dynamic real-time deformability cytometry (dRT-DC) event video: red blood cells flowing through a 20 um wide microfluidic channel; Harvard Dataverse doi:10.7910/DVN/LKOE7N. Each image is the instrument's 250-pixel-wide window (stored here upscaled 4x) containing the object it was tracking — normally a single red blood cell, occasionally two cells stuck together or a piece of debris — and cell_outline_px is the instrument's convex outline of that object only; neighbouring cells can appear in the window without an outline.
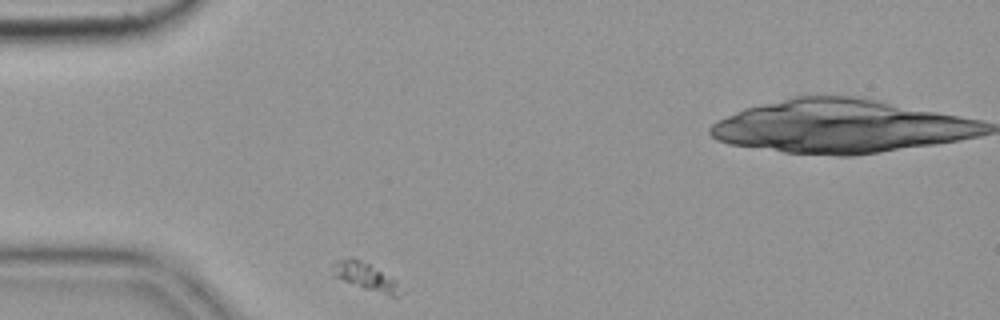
{"species": "common noctule bat (a hibernating species)", "species_latin": "Nyctalus noctula", "temperature_condition": "cold", "stored_images_in_passage": 37, "camera_frame_rate_fps": 3000, "um_per_image_px": 0.085, "animal": {"sex": "female", "body_mass_g": 19.9}, "frame": {"image": 1, "passage_image": 1, "time_ms": 0.0, "image_size_px": [1000, 320], "cell_outline_px": [[400, 296], [388, 296], [364, 288], [332, 276], [332, 264], [336, 260], [352, 256], [368, 264], [396, 280]], "centroid_in_image_um": [30.99, 23.48], "position_along_channel_um": 54.0, "area_um2": 10.69}}
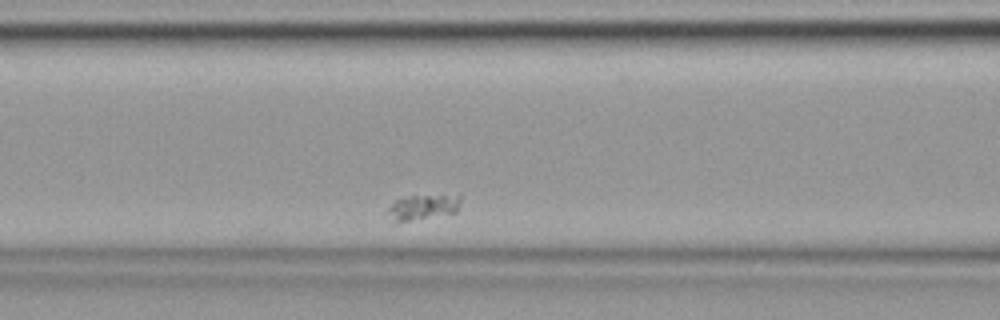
{"frame": {"image": 2, "passage_image": 10, "time_ms": 3.0, "image_size_px": [1000, 320], "cell_outline_px": [[460, 200], [456, 212], [392, 224], [384, 212], [396, 200], [412, 196], [460, 196]], "centroid_in_image_um": [35.8, 17.66], "position_along_channel_um": 130.8, "area_um2": 10.64}}
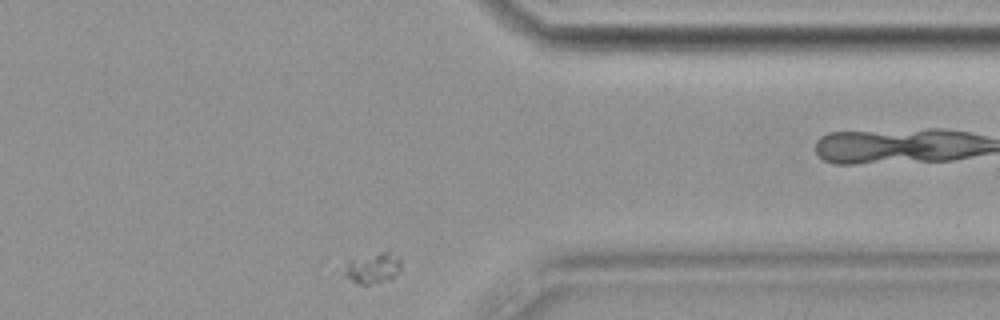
{"frame": {"image": 3, "passage_image": 35, "time_ms": 11.333, "image_size_px": [1000, 320], "cell_outline_px": [[400, 268], [392, 280], [368, 284], [360, 284], [344, 276], [344, 272], [348, 260], [388, 248], [400, 256]], "centroid_in_image_um": [31.75, 22.72], "position_along_channel_um": 379.7, "area_um2": 10.58}}